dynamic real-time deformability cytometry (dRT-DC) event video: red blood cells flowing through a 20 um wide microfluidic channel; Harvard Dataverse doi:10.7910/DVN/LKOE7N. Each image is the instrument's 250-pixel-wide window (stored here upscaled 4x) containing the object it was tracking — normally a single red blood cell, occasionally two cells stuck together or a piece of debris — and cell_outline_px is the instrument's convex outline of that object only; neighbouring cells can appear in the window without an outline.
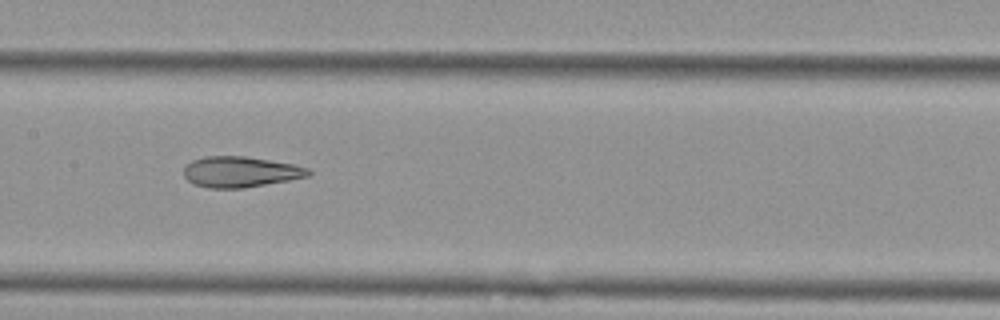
{"species": "Egyptian fruit bat (a non-hibernating species)", "species_latin": "Rousettus aegyptiacus", "temperature_condition": "cold", "stored_images_in_passage": 9, "camera_frame_rate_fps": 3000, "um_per_image_px": 0.085, "animal": {"sex": "female"}, "frame": {"image": 1, "passage_image": 6, "time_ms": 1.667, "image_size_px": [1000, 320], "cell_outline_px": [[312, 172], [308, 176], [288, 180], [244, 188], [208, 188], [196, 184], [188, 180], [184, 176], [184, 168], [192, 160], [204, 156], [244, 156], [292, 164], [308, 168]], "centroid_in_image_um": [20.42, 14.61], "position_along_channel_um": 187.0, "area_um2": 22.08}}
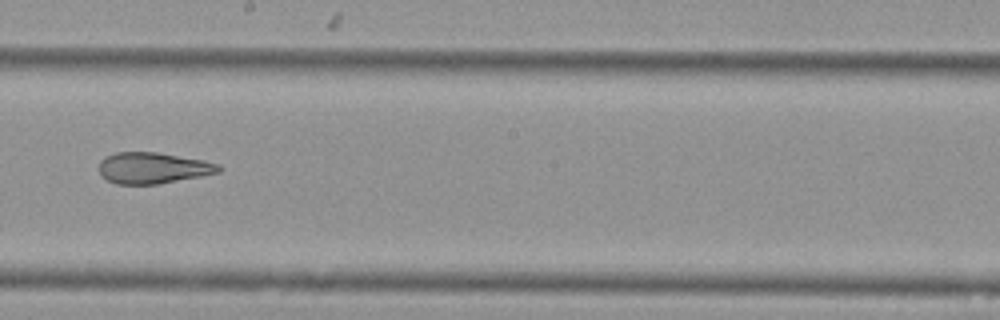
{"frame": {"image": 2, "passage_image": 7, "time_ms": 2.0, "image_size_px": [1000, 320], "cell_outline_px": [[224, 168], [220, 172], [200, 176], [156, 184], [116, 184], [100, 176], [100, 160], [104, 156], [116, 152], [156, 152], [204, 160], [220, 164]], "centroid_in_image_um": [13.0, 14.27], "position_along_channel_um": 235.2, "area_um2": 21.79}}
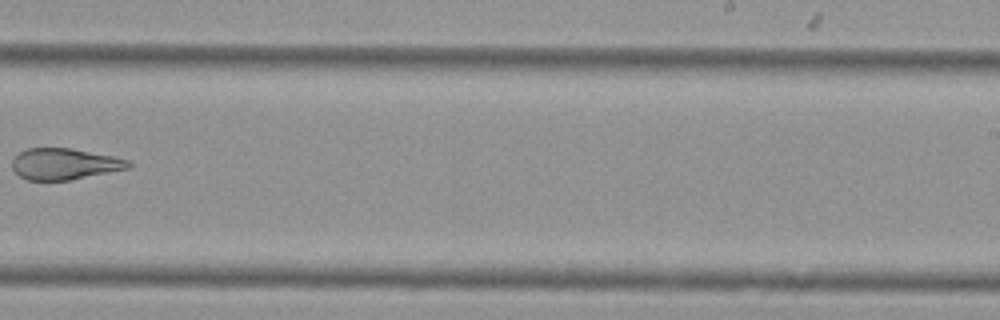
{"frame": {"image": 3, "passage_image": 8, "time_ms": 2.333, "image_size_px": [1000, 320], "cell_outline_px": [[132, 168], [68, 180], [28, 180], [20, 176], [12, 168], [12, 160], [24, 148], [72, 148], [132, 160]], "centroid_in_image_um": [5.52, 13.93], "position_along_channel_um": 283.5, "area_um2": 21.27}}